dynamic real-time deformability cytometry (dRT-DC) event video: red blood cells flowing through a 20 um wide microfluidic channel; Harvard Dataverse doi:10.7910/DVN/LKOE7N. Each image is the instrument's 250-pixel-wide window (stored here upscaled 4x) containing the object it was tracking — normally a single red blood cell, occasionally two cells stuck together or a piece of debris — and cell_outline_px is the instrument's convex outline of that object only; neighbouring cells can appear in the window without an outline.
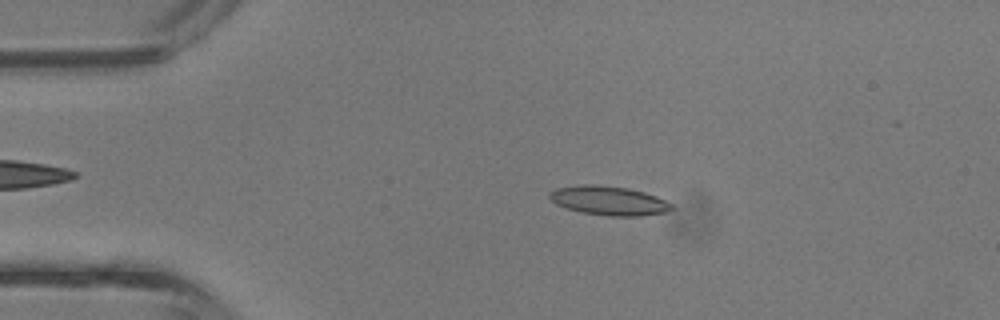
{"species": "common noctule bat (a hibernating species)", "species_latin": "Nyctalus noctula", "temperature_condition": "room temperature", "stored_images_in_passage": 42, "camera_frame_rate_fps": 3000, "um_per_image_px": 0.085, "animal": {"sex": "male", "body_mass_g": 13.3}, "frame": {"image": 1, "passage_image": 8, "time_ms": 2.333, "image_size_px": [1000, 320], "cell_outline_px": [[676, 208], [664, 212], [640, 216], [608, 216], [584, 212], [568, 208], [556, 204], [548, 196], [548, 192], [556, 188], [580, 184], [596, 184], [628, 188], [644, 192], [656, 196], [672, 204]], "centroid_in_image_um": [51.75, 17.04], "position_along_channel_um": 33.3, "area_um2": 20.69}}
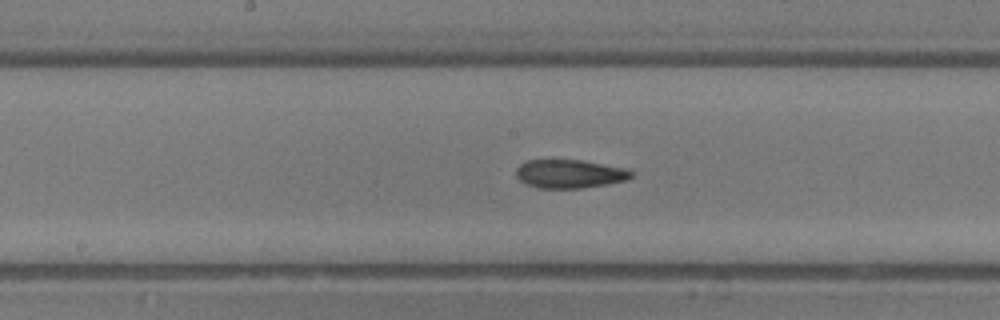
{"frame": {"image": 2, "passage_image": 21, "time_ms": 6.667, "image_size_px": [1000, 320], "cell_outline_px": [[632, 176], [628, 180], [608, 184], [580, 188], [540, 188], [524, 184], [516, 176], [516, 168], [524, 160], [584, 160], [628, 168], [632, 172]], "centroid_in_image_um": [48.43, 14.77], "position_along_channel_um": 199.8, "area_um2": 19.42}}
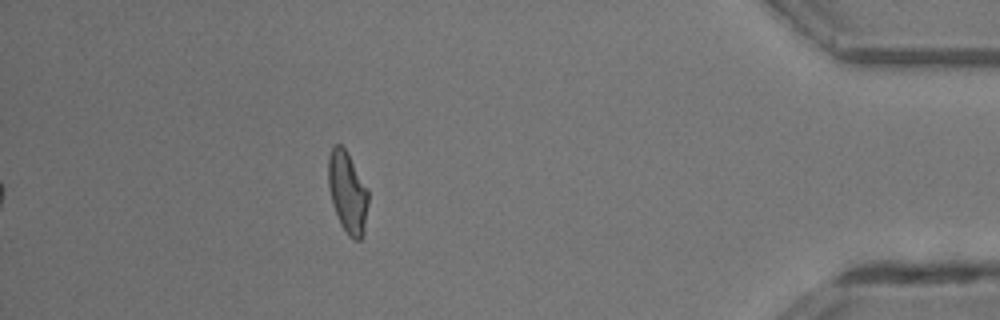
{"frame": {"image": 3, "passage_image": 37, "time_ms": 12.0, "image_size_px": [1000, 320], "cell_outline_px": [[368, 204], [364, 236], [360, 240], [356, 240], [348, 236], [340, 224], [332, 200], [328, 184], [328, 156], [332, 148], [336, 144], [340, 144], [344, 148], [368, 188]], "centroid_in_image_um": [29.56, 16.38], "position_along_channel_um": 405.6, "area_um2": 18.9}, "authors_computed_cell_mechanics": {"area_um2": 19.5942, "velocity_mm_per_s": 4.8367, "shape_relaxation_time_tau1_ms": 4.1648, "shape_relaxation_time_tau2_ms": 2.6681, "deformation_change_tau1": 0.1608, "deformation_change_tau2": 0.1142}}